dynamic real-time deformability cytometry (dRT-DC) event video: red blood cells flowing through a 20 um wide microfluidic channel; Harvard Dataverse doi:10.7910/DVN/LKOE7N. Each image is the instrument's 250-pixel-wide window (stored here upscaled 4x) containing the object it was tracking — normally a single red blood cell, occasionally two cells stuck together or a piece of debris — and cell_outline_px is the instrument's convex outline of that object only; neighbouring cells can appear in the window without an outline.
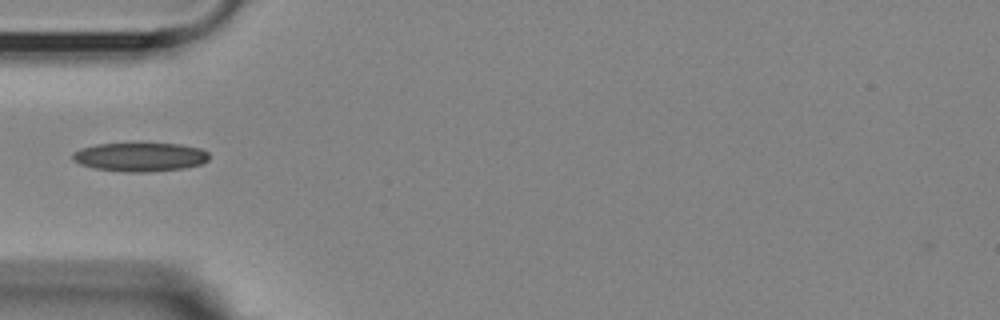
{"species": "Egyptian fruit bat (a non-hibernating species)", "species_latin": "Rousettus aegyptiacus", "temperature_condition": "room temperature", "stored_images_in_passage": 39, "camera_frame_rate_fps": 3000, "um_per_image_px": 0.085, "animal": {"sex": "female"}, "frame": {"image": 1, "passage_image": 1, "time_ms": 0.0, "image_size_px": [1000, 320], "cell_outline_px": [[208, 160], [200, 164], [184, 168], [144, 172], [128, 172], [96, 168], [80, 164], [72, 160], [72, 152], [80, 148], [96, 144], [180, 144], [200, 148], [208, 152]], "centroid_in_image_um": [11.88, 13.34], "position_along_channel_um": 73.1, "area_um2": 22.72}}
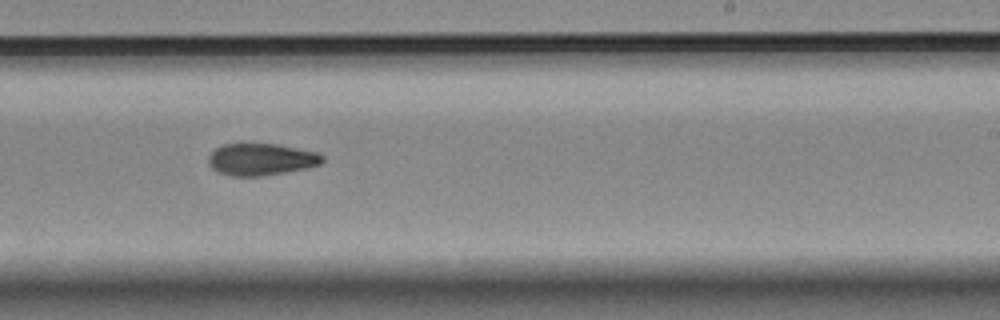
{"frame": {"image": 2, "passage_image": 17, "time_ms": 5.333, "image_size_px": [1000, 320], "cell_outline_px": [[324, 160], [320, 164], [304, 168], [284, 172], [260, 176], [232, 176], [220, 172], [212, 168], [208, 160], [208, 156], [216, 148], [224, 144], [276, 144], [316, 152], [324, 156]], "centroid_in_image_um": [22.19, 13.54], "position_along_channel_um": 266.8, "area_um2": 20.87}}
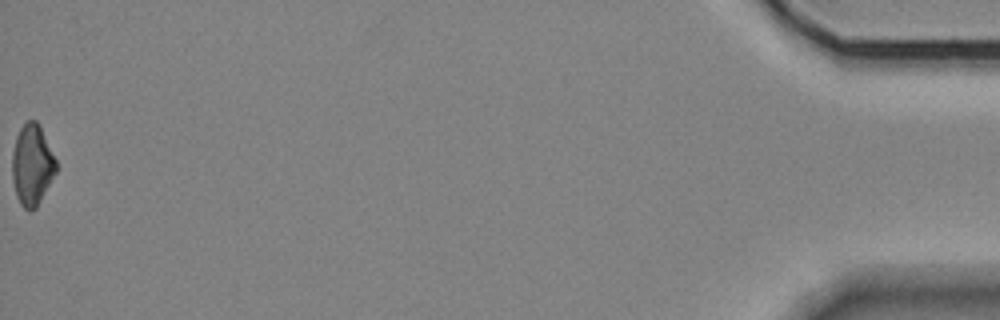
{"frame": {"image": 3, "passage_image": 39, "time_ms": 12.667, "image_size_px": [1000, 320], "cell_outline_px": [[56, 172], [36, 208], [28, 212], [20, 204], [16, 196], [12, 180], [12, 152], [16, 136], [20, 128], [28, 120], [36, 120], [56, 160]], "centroid_in_image_um": [2.7, 14.05], "position_along_channel_um": 432.5, "area_um2": 20.52}}